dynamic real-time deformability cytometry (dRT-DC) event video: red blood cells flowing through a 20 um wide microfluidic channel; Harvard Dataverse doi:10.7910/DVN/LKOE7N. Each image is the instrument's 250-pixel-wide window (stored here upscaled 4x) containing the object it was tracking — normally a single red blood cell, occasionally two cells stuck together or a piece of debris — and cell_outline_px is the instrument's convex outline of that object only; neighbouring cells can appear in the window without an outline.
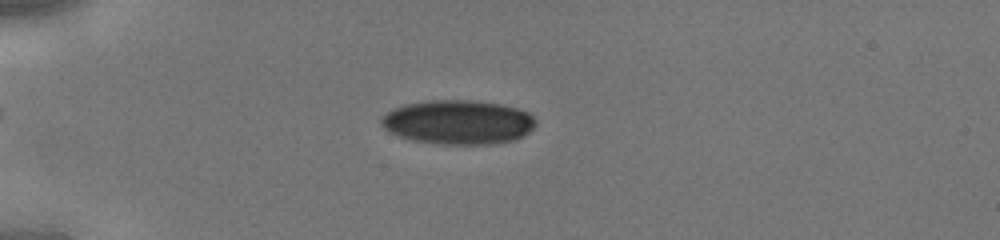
{"species": "human", "species_latin": "Homo sapiens", "temperature_condition": "cold", "stored_images_in_passage": 43, "camera_frame_rate_fps": 3000, "um_per_image_px": 0.085, "donor": {"sex": "male"}, "frame": {"image": 1, "passage_image": 12, "time_ms": 3.667, "image_size_px": [1000, 240], "cell_outline_px": [[536, 124], [528, 132], [516, 140], [496, 144], [436, 144], [412, 140], [388, 132], [380, 124], [380, 120], [392, 108], [404, 104], [428, 100], [468, 100], [504, 104], [528, 112], [536, 120]], "centroid_in_image_um": [38.94, 10.39], "position_along_channel_um": 46.1, "area_um2": 40.11}}
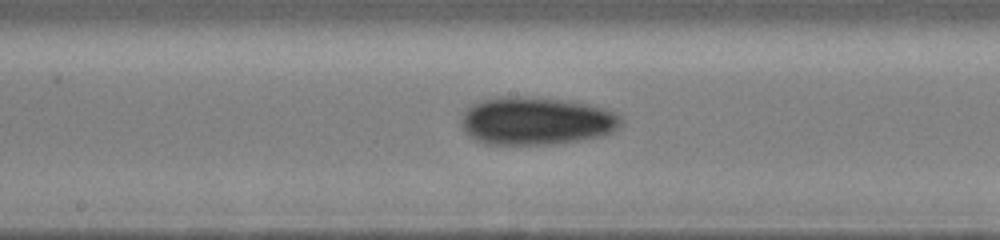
{"frame": {"image": 2, "passage_image": 24, "time_ms": 7.667, "image_size_px": [1000, 240], "cell_outline_px": [[624, 124], [612, 132], [600, 136], [580, 140], [556, 144], [488, 144], [476, 140], [468, 136], [460, 120], [464, 112], [472, 104], [484, 100], [500, 96], [524, 96], [568, 100], [592, 104], [616, 112], [624, 120]], "centroid_in_image_um": [45.63, 10.27], "position_along_channel_um": 202.6, "area_um2": 45.03}}
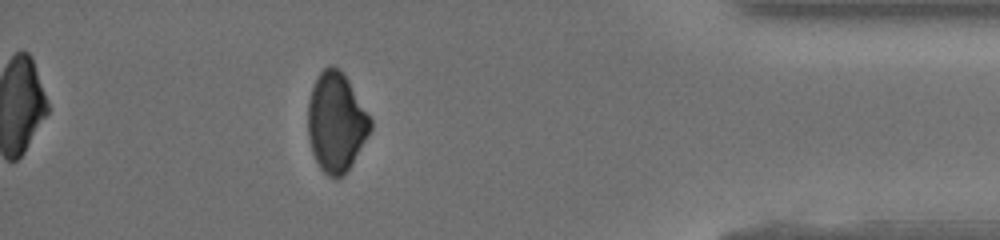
{"frame": {"image": 3, "passage_image": 39, "time_ms": 12.667, "image_size_px": [1000, 240], "cell_outline_px": [[372, 128], [352, 164], [336, 180], [328, 176], [320, 168], [312, 152], [308, 136], [308, 100], [312, 88], [320, 72], [324, 68], [332, 64], [340, 68], [348, 80], [372, 120]], "centroid_in_image_um": [28.56, 10.38], "position_along_channel_um": 406.6, "area_um2": 36.01}}